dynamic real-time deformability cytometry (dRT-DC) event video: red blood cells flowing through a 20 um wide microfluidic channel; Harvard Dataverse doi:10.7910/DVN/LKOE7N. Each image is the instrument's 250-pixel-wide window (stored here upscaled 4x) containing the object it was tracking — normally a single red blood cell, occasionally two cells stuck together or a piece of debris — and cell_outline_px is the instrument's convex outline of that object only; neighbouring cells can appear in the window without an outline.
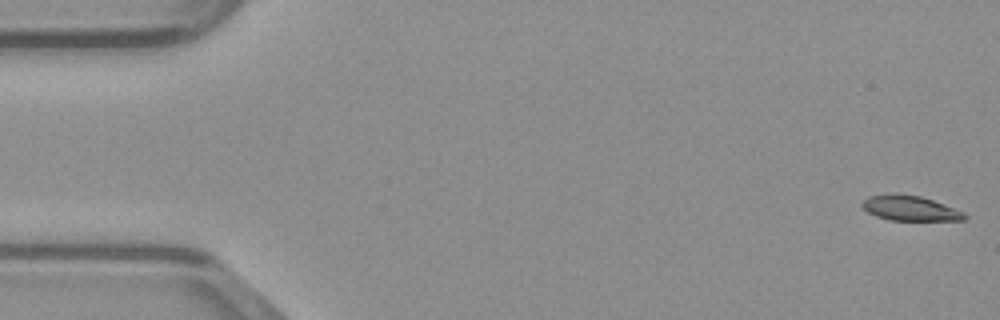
{"species": "common noctule bat (a hibernating species)", "species_latin": "Nyctalus noctula", "temperature_condition": "warm", "stored_images_in_passage": 48, "camera_frame_rate_fps": 3000, "um_per_image_px": 0.085, "animal": {"sex": "male", "body_mass_g": 23.1, "forearm_length_mm": 52.7}, "frame": {"image": 1, "passage_image": 1, "time_ms": 0.0, "image_size_px": [1000, 320], "cell_outline_px": [[968, 216], [964, 220], [888, 220], [876, 216], [868, 212], [860, 204], [868, 196], [892, 192], [896, 192], [920, 196], [932, 200], [964, 212]], "centroid_in_image_um": [77.31, 17.68], "position_along_channel_um": 7.7, "area_um2": 15.03}}
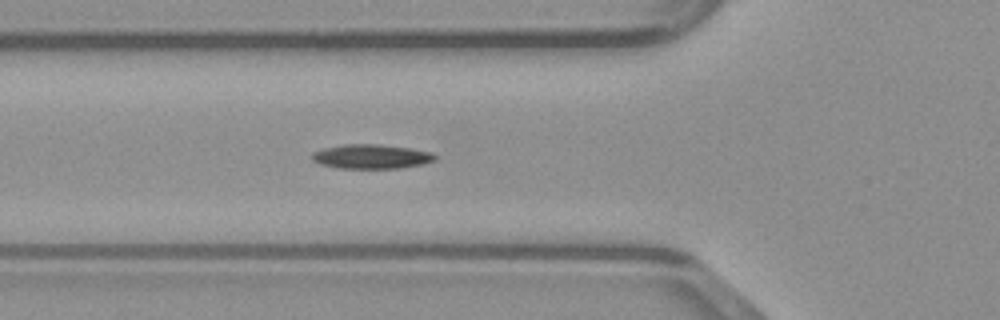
{"frame": {"image": 2, "passage_image": 17, "time_ms": 5.333, "image_size_px": [1000, 320], "cell_outline_px": [[436, 160], [424, 164], [400, 168], [336, 168], [320, 164], [312, 160], [312, 152], [324, 148], [344, 144], [380, 144], [412, 148], [432, 152], [436, 156]], "centroid_in_image_um": [31.58, 13.3], "position_along_channel_um": 94.2, "area_um2": 17.63}}
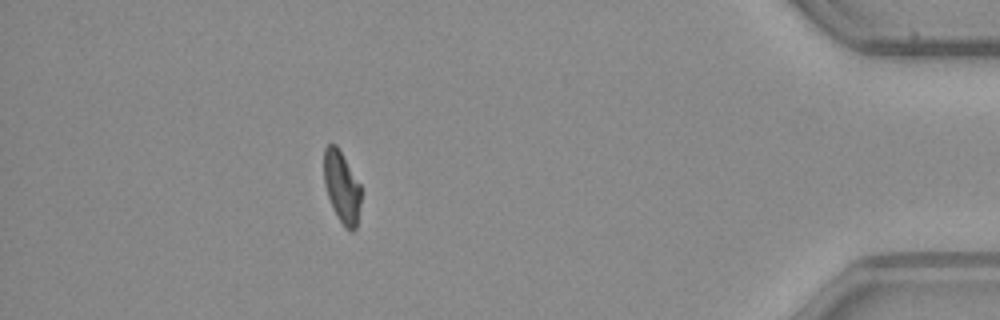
{"frame": {"image": 3, "passage_image": 43, "time_ms": 14.0, "image_size_px": [1000, 320], "cell_outline_px": [[360, 204], [356, 228], [352, 232], [344, 228], [332, 208], [324, 184], [324, 148], [328, 144], [336, 144], [360, 184]], "centroid_in_image_um": [29.04, 15.92], "position_along_channel_um": 406.2, "area_um2": 15.43}}